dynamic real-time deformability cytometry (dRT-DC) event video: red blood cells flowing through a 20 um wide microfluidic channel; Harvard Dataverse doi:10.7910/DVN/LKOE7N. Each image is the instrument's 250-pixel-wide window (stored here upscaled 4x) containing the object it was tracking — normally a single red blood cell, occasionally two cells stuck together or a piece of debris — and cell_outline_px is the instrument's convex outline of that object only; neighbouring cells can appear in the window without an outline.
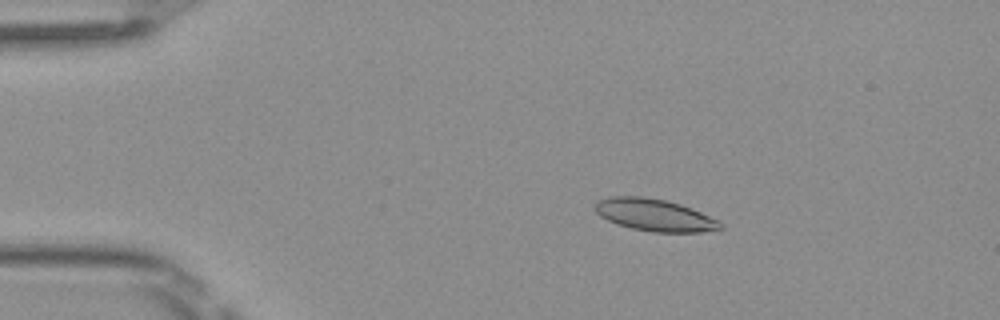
{"species": "Egyptian fruit bat (a non-hibernating species)", "species_latin": "Rousettus aegyptiacus", "temperature_condition": "room temperature", "stored_images_in_passage": 49, "camera_frame_rate_fps": 3000, "um_per_image_px": 0.085, "frame": {"image": 1, "passage_image": 8, "time_ms": 2.333, "image_size_px": [1000, 320], "cell_outline_px": [[724, 228], [700, 232], [652, 232], [632, 228], [616, 224], [600, 216], [596, 212], [592, 204], [596, 200], [608, 196], [644, 196], [664, 200], [680, 204], [720, 220], [724, 224]], "centroid_in_image_um": [55.6, 18.27], "position_along_channel_um": 29.4, "area_um2": 23.7}}
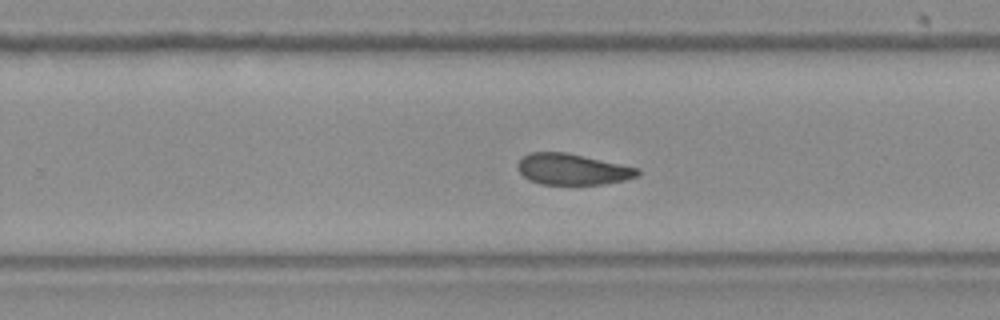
{"frame": {"image": 2, "passage_image": 31, "time_ms": 10.0, "image_size_px": [1000, 320], "cell_outline_px": [[640, 172], [636, 176], [624, 180], [600, 184], [540, 184], [528, 180], [516, 168], [516, 164], [528, 152], [564, 152], [640, 168]], "centroid_in_image_um": [48.61, 14.38], "position_along_channel_um": 281.2, "area_um2": 21.56}}
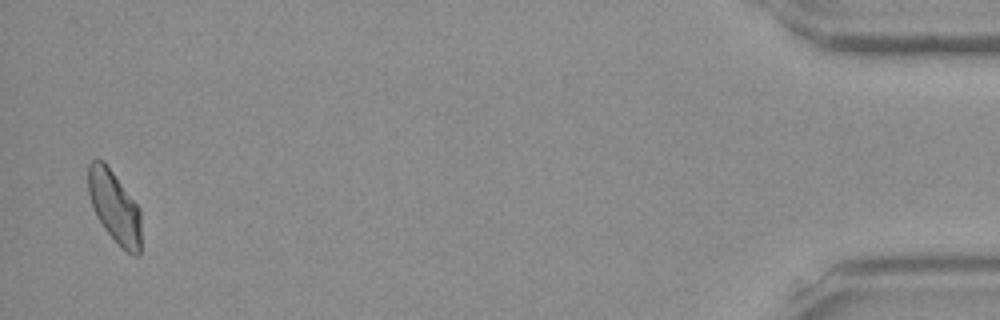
{"frame": {"image": 3, "passage_image": 48, "time_ms": 15.667, "image_size_px": [1000, 320], "cell_outline_px": [[140, 256], [136, 256], [128, 252], [104, 228], [96, 216], [88, 192], [88, 164], [96, 156], [104, 160], [140, 208]], "centroid_in_image_um": [9.72, 17.51], "position_along_channel_um": 425.5, "area_um2": 22.08}, "authors_computed_cell_mechanics": {"area_um2": 22.8888, "velocity_mm_per_s": 4.0612, "shape_relaxation_time_tau1_ms": null, "shape_relaxation_time_tau2_ms": 4.9619, "deformation_change_tau1": null, "deformation_change_tau2": 0.1176}}